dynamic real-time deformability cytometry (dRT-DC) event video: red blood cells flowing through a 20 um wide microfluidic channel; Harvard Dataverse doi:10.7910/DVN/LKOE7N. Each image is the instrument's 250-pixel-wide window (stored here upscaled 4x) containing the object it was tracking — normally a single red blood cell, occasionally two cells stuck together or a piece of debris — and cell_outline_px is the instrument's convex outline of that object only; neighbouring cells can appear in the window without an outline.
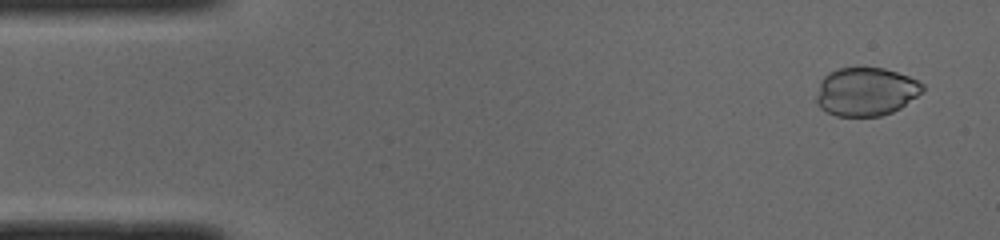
{"species": "common noctule bat (a hibernating species)", "species_latin": "Nyctalus noctula", "temperature_condition": "cold", "stored_images_in_passage": 50, "camera_frame_rate_fps": 3000, "um_per_image_px": 0.085, "animal": {"sex": "male", "body_mass_g": 19.0, "forearm_length_mm": 50.8}, "frame": {"image": 1, "passage_image": 3, "time_ms": 0.667, "image_size_px": [1000, 240], "cell_outline_px": [[924, 88], [916, 96], [900, 108], [892, 112], [880, 116], [836, 116], [820, 108], [816, 100], [816, 96], [820, 80], [828, 72], [840, 68], [884, 68], [908, 76], [924, 84]], "centroid_in_image_um": [73.57, 7.79], "position_along_channel_um": 11.4, "area_um2": 29.82}}